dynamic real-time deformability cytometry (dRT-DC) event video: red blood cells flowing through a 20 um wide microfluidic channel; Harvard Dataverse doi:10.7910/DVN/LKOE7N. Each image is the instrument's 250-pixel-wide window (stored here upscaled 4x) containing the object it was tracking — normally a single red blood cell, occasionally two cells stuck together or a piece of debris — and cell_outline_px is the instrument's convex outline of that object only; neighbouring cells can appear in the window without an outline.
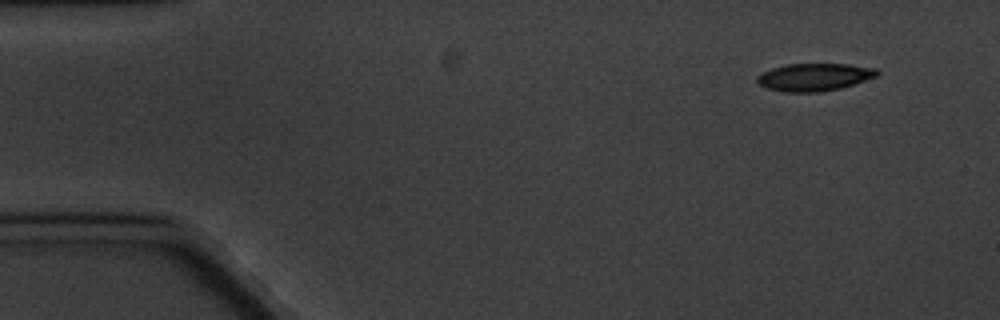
{"species": "common noctule bat (a hibernating species)", "species_latin": "Nyctalus noctula", "temperature_condition": "cold", "stored_images_in_passage": 5, "camera_frame_rate_fps": 3000, "um_per_image_px": 0.085, "animal": {"sex": "male", "body_mass_g": 20.1, "forearm_length_mm": 53.5}, "frame": {"image": 1, "passage_image": 1, "time_ms": 0.0, "image_size_px": [1000, 320], "cell_outline_px": [[880, 72], [876, 76], [840, 88], [820, 92], [784, 92], [768, 88], [760, 84], [756, 80], [756, 76], [772, 68], [788, 64], [848, 64], [876, 68]], "centroid_in_image_um": [69.21, 6.55], "position_along_channel_um": 15.8, "area_um2": 19.07}}
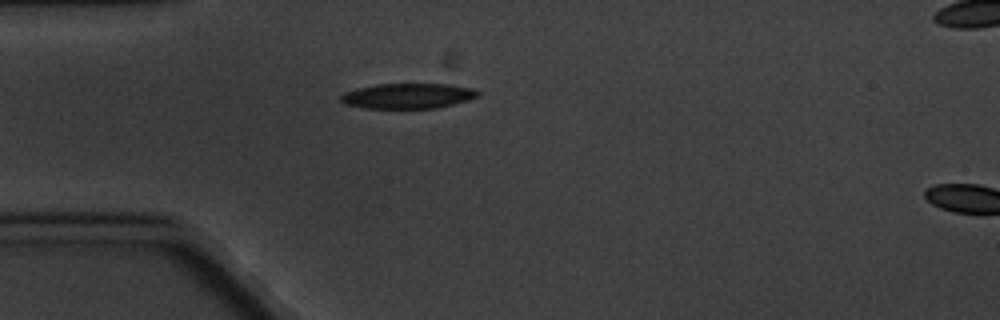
{"frame": {"image": 2, "passage_image": 4, "time_ms": 3.667, "image_size_px": [1000, 320], "cell_outline_px": [[480, 92], [476, 96], [468, 100], [436, 108], [368, 108], [344, 104], [340, 100], [340, 96], [344, 92], [356, 88], [376, 84], [448, 84], [472, 88]], "centroid_in_image_um": [34.63, 8.15], "position_along_channel_um": 50.4, "area_um2": 20.06}}